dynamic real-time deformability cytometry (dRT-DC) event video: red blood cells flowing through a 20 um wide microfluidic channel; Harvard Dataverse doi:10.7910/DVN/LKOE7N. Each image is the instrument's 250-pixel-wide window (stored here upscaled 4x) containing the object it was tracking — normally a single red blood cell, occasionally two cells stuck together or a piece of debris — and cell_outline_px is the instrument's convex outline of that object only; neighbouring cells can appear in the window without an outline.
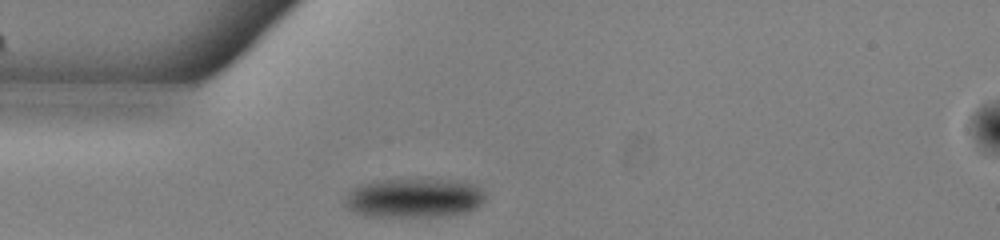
{"species": "common noctule bat (a hibernating species)", "species_latin": "Nyctalus noctula", "temperature_condition": "warm", "stored_images_in_passage": 40, "camera_frame_rate_fps": 3000, "um_per_image_px": 0.085, "animal": {"sex": "male", "body_mass_g": 13.0, "forearm_length_mm": 53.1}, "frame": {"image": 1, "passage_image": 1, "time_ms": 0.0, "image_size_px": [1000, 240], "cell_outline_px": [[484, 200], [476, 208], [464, 212], [448, 216], [364, 216], [352, 212], [344, 204], [344, 196], [352, 188], [372, 180], [456, 180], [476, 184], [484, 188]], "centroid_in_image_um": [35.17, 16.82], "position_along_channel_um": 49.8, "area_um2": 32.43}}
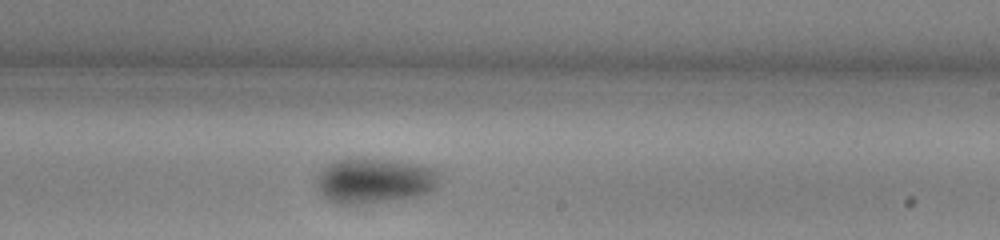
{"frame": {"image": 2, "passage_image": 18, "time_ms": 5.667, "image_size_px": [1000, 240], "cell_outline_px": [[444, 180], [436, 188], [420, 196], [396, 200], [364, 204], [336, 204], [328, 200], [316, 188], [316, 176], [328, 164], [344, 156], [364, 156], [396, 160], [420, 164], [436, 168], [440, 172]], "centroid_in_image_um": [31.88, 15.32], "position_along_channel_um": 257.1, "area_um2": 34.04}}
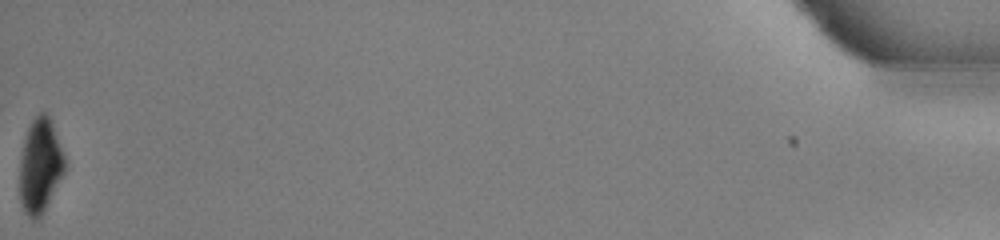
{"frame": {"image": 3, "passage_image": 40, "time_ms": 13.0, "image_size_px": [1000, 240], "cell_outline_px": [[64, 172], [40, 216], [32, 220], [24, 212], [20, 200], [20, 160], [24, 140], [28, 128], [32, 120], [40, 112], [44, 112], [48, 116], [52, 124], [64, 156]], "centroid_in_image_um": [3.38, 14.09], "position_along_channel_um": 431.8, "area_um2": 24.04}}